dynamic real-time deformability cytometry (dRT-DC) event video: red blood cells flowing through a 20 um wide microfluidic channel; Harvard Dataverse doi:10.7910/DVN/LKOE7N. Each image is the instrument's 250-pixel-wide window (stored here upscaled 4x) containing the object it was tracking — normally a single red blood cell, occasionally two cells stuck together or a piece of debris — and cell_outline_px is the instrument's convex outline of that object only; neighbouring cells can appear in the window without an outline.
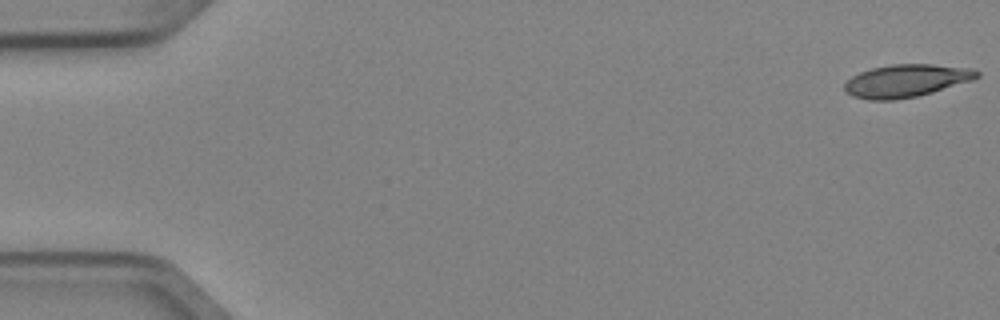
{"species": "Egyptian fruit bat (a non-hibernating species)", "species_latin": "Rousettus aegyptiacus", "temperature_condition": "cold", "stored_images_in_passage": 5, "camera_frame_rate_fps": 3000, "um_per_image_px": 0.085, "animal": {"sex": "female"}, "frame": {"image": 1, "passage_image": 1, "time_ms": 0.0, "image_size_px": [1000, 320], "cell_outline_px": [[980, 76], [972, 80], [932, 92], [916, 96], [892, 100], [868, 100], [852, 96], [844, 92], [844, 84], [852, 76], [860, 72], [872, 68], [892, 64], [932, 64], [972, 68], [980, 72]], "centroid_in_image_um": [77.01, 6.86], "position_along_channel_um": 8.0, "area_um2": 25.2}}
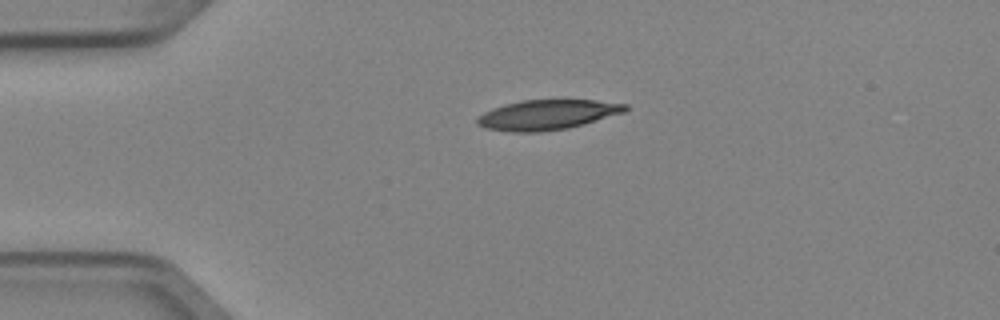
{"frame": {"image": 2, "passage_image": 4, "time_ms": 1.0, "image_size_px": [1000, 320], "cell_outline_px": [[628, 108], [624, 112], [568, 128], [536, 132], [512, 132], [484, 128], [476, 124], [476, 116], [492, 108], [504, 104], [520, 100], [596, 100], [628, 104]], "centroid_in_image_um": [46.46, 9.75], "position_along_channel_um": 38.5, "area_um2": 25.84}}